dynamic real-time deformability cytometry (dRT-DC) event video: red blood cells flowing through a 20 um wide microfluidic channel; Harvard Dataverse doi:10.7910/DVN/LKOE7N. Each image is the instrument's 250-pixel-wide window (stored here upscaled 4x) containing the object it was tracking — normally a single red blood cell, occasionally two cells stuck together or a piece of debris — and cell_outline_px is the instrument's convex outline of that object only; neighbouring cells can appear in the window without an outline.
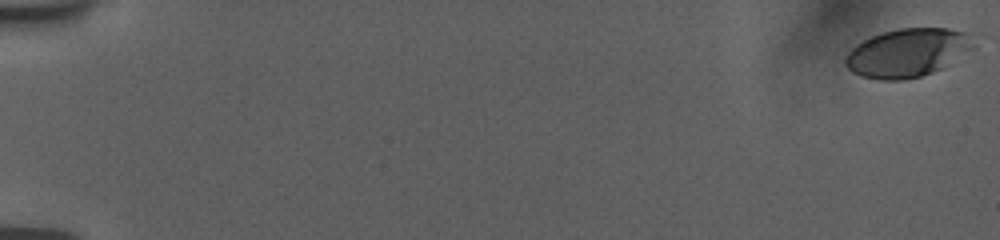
{"species": "human", "species_latin": "Homo sapiens", "temperature_condition": "room temperature", "stored_images_in_passage": 57, "camera_frame_rate_fps": 3000, "um_per_image_px": 0.085, "donor": {"sex": "female"}, "frame": {"image": 1, "passage_image": 1, "time_ms": 0.0, "image_size_px": [1000, 240], "cell_outline_px": [[984, 36], [976, 48], [940, 68], [932, 72], [920, 76], [904, 80], [880, 80], [860, 76], [852, 72], [844, 64], [844, 60], [848, 52], [856, 44], [872, 36], [884, 32], [900, 28], [948, 28], [980, 32]], "centroid_in_image_um": [77.31, 4.44], "position_along_channel_um": 7.7, "area_um2": 37.28}}
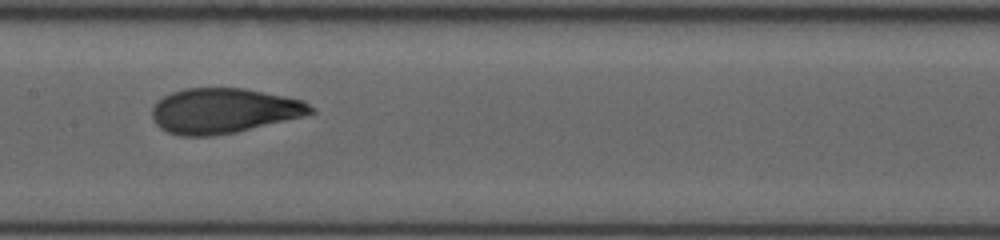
{"frame": {"image": 2, "passage_image": 31, "time_ms": 10.0, "image_size_px": [1000, 240], "cell_outline_px": [[316, 112], [304, 116], [236, 132], [212, 136], [180, 136], [168, 132], [160, 128], [152, 120], [152, 108], [156, 100], [172, 92], [184, 88], [244, 88], [304, 100], [316, 108]], "centroid_in_image_um": [19.01, 9.41], "position_along_channel_um": 188.4, "area_um2": 41.96}}
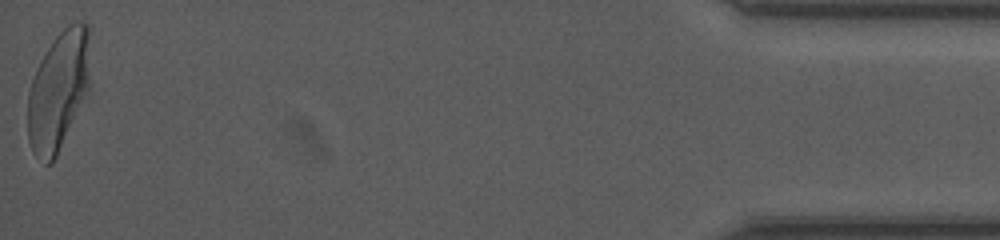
{"frame": {"image": 3, "passage_image": 57, "time_ms": 18.667, "image_size_px": [1000, 240], "cell_outline_px": [[88, 92], [52, 164], [44, 164], [32, 152], [28, 140], [28, 92], [36, 68], [40, 60], [56, 36], [68, 24], [80, 20], [88, 24]], "centroid_in_image_um": [4.93, 7.73], "position_along_channel_um": 430.3, "area_um2": 42.89}, "authors_computed_cell_mechanics": {"area_um2": 41.1536, "velocity_mm_per_s": 3.7415, "shape_relaxation_time_tau1_ms": 4.688, "shape_relaxation_time_tau2_ms": 0.7821, "deformation_change_tau1": 0.193, "deformation_change_tau2": 0.0695}}